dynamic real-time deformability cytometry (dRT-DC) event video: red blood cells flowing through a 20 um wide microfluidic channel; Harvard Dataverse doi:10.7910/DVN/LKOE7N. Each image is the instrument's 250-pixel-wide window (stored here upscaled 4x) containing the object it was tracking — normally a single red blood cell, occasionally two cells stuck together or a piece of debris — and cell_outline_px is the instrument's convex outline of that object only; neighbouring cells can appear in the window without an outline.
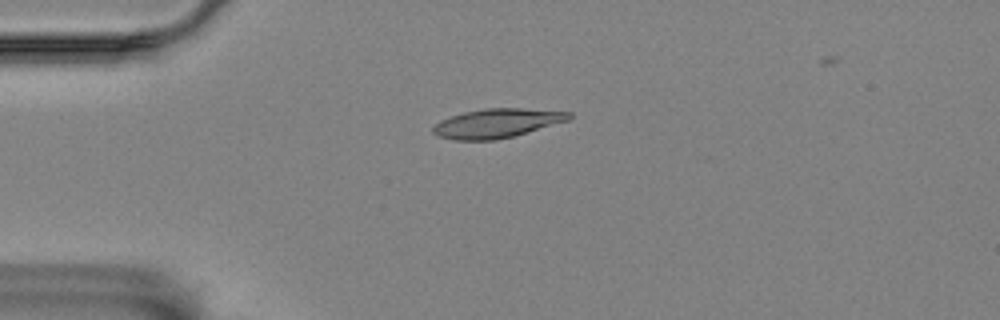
{"species": "Egyptian fruit bat (a non-hibernating species)", "species_latin": "Rousettus aegyptiacus", "temperature_condition": "room temperature", "stored_images_in_passage": 15, "camera_frame_rate_fps": 3000, "um_per_image_px": 0.085, "animal": {"sex": "female"}, "frame": {"image": 1, "passage_image": 1, "time_ms": 0.0, "image_size_px": [1000, 320], "cell_outline_px": [[572, 116], [568, 120], [512, 136], [496, 140], [452, 140], [436, 136], [432, 132], [432, 128], [440, 120], [464, 112], [484, 108], [520, 108], [572, 112]], "centroid_in_image_um": [42.19, 10.47], "position_along_channel_um": 42.8, "area_um2": 22.89}}
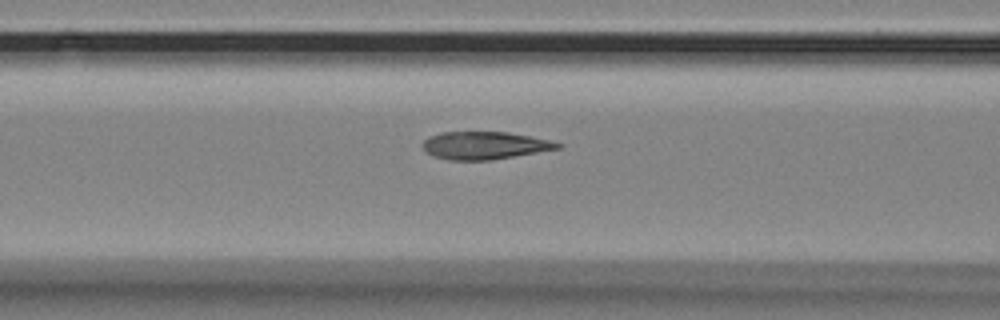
{"frame": {"image": 2, "passage_image": 10, "time_ms": 3.0, "image_size_px": [1000, 320], "cell_outline_px": [[564, 144], [560, 148], [492, 160], [452, 160], [436, 156], [424, 152], [420, 144], [428, 136], [440, 132], [508, 132], [548, 140]], "centroid_in_image_um": [41.14, 12.36], "position_along_channel_um": 125.5, "area_um2": 21.73}}
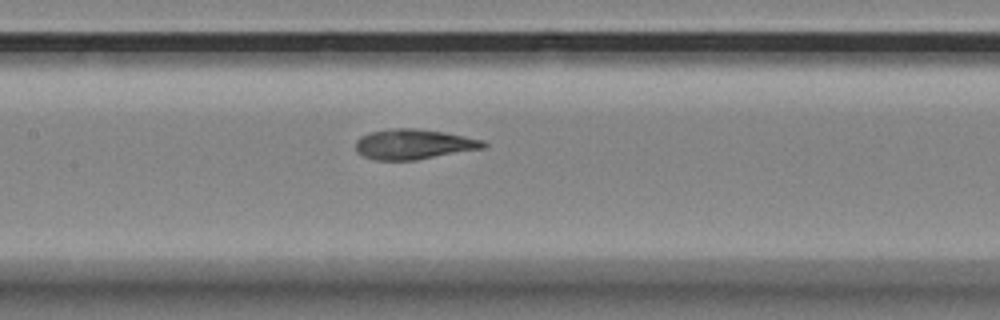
{"frame": {"image": 3, "passage_image": 14, "time_ms": 4.333, "image_size_px": [1000, 320], "cell_outline_px": [[488, 144], [484, 148], [416, 160], [376, 160], [364, 156], [356, 148], [356, 140], [360, 136], [372, 132], [392, 128], [416, 128], [444, 132], [484, 140]], "centroid_in_image_um": [35.19, 12.25], "position_along_channel_um": 172.2, "area_um2": 22.31}}